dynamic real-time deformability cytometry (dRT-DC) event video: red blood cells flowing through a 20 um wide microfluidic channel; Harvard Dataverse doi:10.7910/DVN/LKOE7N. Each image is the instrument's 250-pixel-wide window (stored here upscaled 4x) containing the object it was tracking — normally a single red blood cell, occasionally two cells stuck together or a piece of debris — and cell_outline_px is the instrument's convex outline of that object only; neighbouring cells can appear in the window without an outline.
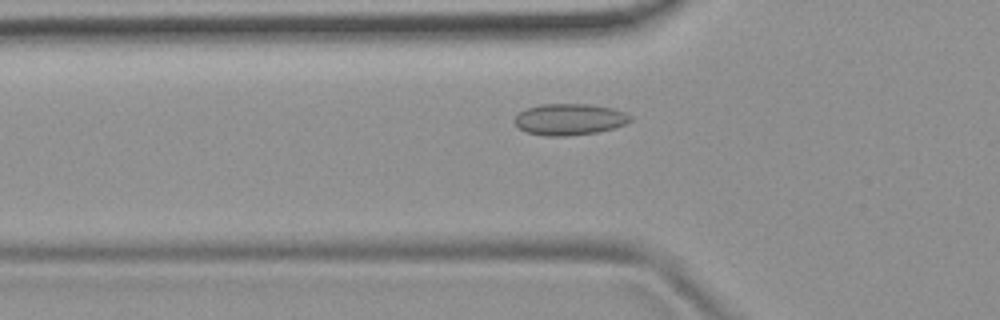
{"species": "common noctule bat (a hibernating species)", "species_latin": "Nyctalus noctula", "temperature_condition": "room temperature", "stored_images_in_passage": 40, "camera_frame_rate_fps": 3000, "um_per_image_px": 0.085, "animal": {"sex": "female", "body_mass_g": 19.9}, "frame": {"image": 1, "passage_image": 7, "time_ms": 2.0, "image_size_px": [1000, 320], "cell_outline_px": [[632, 120], [628, 124], [600, 132], [568, 136], [544, 136], [528, 132], [520, 128], [512, 120], [520, 112], [528, 108], [540, 104], [588, 104], [612, 108], [624, 112], [632, 116]], "centroid_in_image_um": [48.45, 10.15], "position_along_channel_um": 77.4, "area_um2": 21.33}}
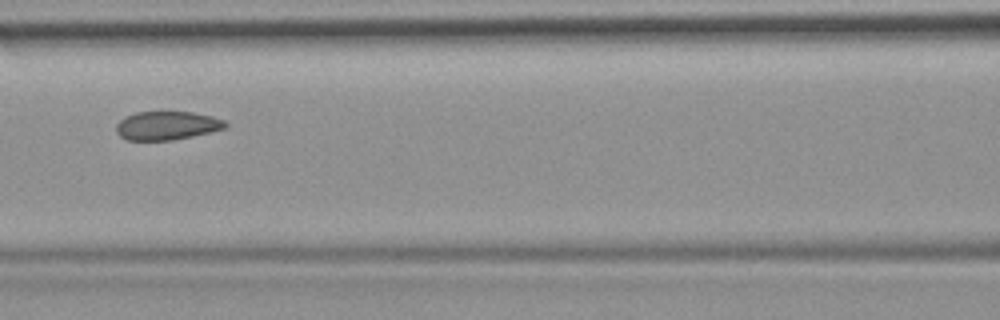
{"frame": {"image": 2, "passage_image": 13, "time_ms": 4.0, "image_size_px": [1000, 320], "cell_outline_px": [[228, 124], [224, 128], [192, 136], [172, 140], [128, 140], [120, 136], [116, 132], [116, 124], [124, 116], [136, 112], [192, 112], [212, 116], [224, 120]], "centroid_in_image_um": [14.15, 10.67], "position_along_channel_um": 152.4, "area_um2": 18.09}}
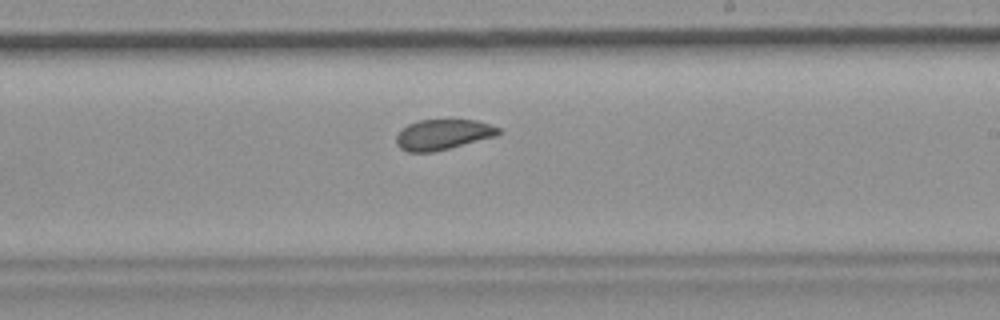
{"frame": {"image": 3, "passage_image": 21, "time_ms": 6.667, "image_size_px": [1000, 320], "cell_outline_px": [[500, 132], [496, 136], [432, 152], [408, 152], [400, 148], [396, 144], [396, 136], [400, 128], [408, 124], [420, 120], [476, 120], [500, 128]], "centroid_in_image_um": [37.6, 11.43], "position_along_channel_um": 251.4, "area_um2": 17.98}}